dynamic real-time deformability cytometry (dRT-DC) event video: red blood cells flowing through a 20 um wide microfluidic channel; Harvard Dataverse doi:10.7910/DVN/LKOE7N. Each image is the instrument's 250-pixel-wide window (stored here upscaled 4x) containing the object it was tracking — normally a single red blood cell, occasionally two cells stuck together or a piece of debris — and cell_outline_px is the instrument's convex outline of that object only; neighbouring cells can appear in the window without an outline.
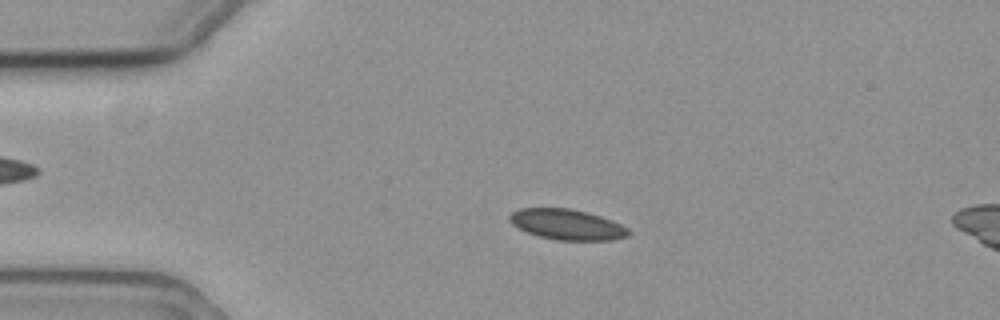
{"species": "common noctule bat (a hibernating species)", "species_latin": "Nyctalus noctula", "temperature_condition": "cold", "stored_images_in_passage": 50, "camera_frame_rate_fps": 3000, "um_per_image_px": 0.085, "animal": {"sex": "female", "body_mass_g": 19.3, "forearm_length_mm": 54.1}, "frame": {"image": 1, "passage_image": 5, "time_ms": 1.333, "image_size_px": [1000, 320], "cell_outline_px": [[632, 232], [628, 236], [612, 240], [556, 240], [540, 236], [528, 232], [512, 224], [508, 220], [508, 216], [512, 212], [520, 208], [568, 208], [588, 212], [612, 220], [628, 228]], "centroid_in_image_um": [48.21, 19.08], "position_along_channel_um": 36.8, "area_um2": 21.15}}
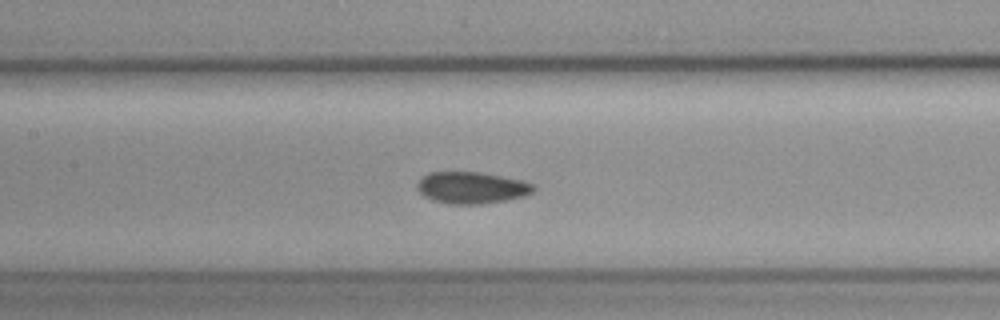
{"frame": {"image": 2, "passage_image": 19, "time_ms": 6.0, "image_size_px": [1000, 320], "cell_outline_px": [[536, 188], [532, 192], [524, 196], [504, 200], [480, 204], [452, 204], [432, 200], [424, 196], [416, 188], [416, 184], [428, 172], [480, 172], [524, 180], [536, 184]], "centroid_in_image_um": [40.11, 15.94], "position_along_channel_um": 167.3, "area_um2": 21.56}}
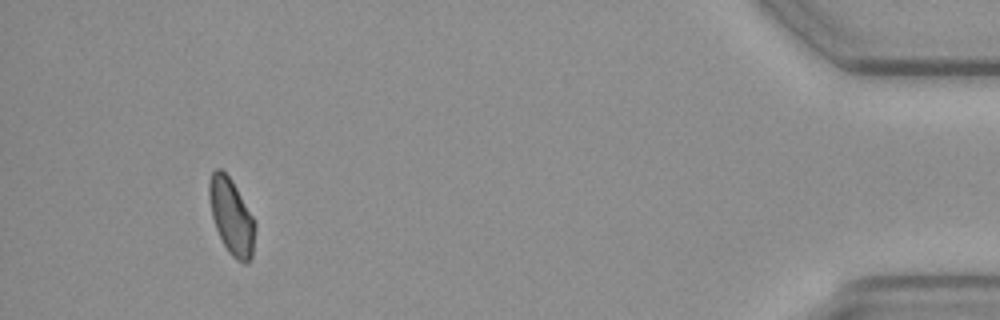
{"frame": {"image": 3, "passage_image": 46, "time_ms": 15.0, "image_size_px": [1000, 320], "cell_outline_px": [[256, 228], [252, 256], [248, 264], [244, 264], [236, 260], [228, 252], [216, 228], [212, 216], [208, 196], [208, 180], [212, 172], [216, 168], [220, 168], [232, 180], [252, 216], [256, 224]], "centroid_in_image_um": [19.67, 18.42], "position_along_channel_um": 415.5, "area_um2": 20.35}, "authors_computed_cell_mechanics": {"area_um2": 20.7213, "velocity_mm_per_s": 3.5761, "shape_relaxation_time_tau1_ms": null, "shape_relaxation_time_tau2_ms": 8.7196, "deformation_change_tau1": null, "deformation_change_tau2": 0.1142}}